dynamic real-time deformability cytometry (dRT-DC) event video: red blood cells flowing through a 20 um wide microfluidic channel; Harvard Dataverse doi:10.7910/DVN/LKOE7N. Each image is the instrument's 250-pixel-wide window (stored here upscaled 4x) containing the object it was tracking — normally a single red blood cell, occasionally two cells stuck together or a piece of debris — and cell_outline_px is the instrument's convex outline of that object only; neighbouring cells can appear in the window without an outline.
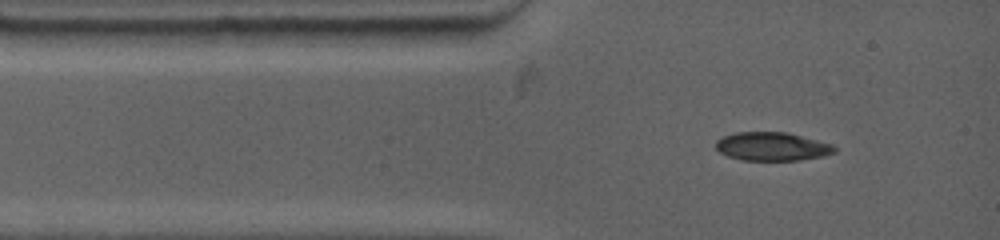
{"species": "common noctule bat (a hibernating species)", "species_latin": "Nyctalus noctula", "temperature_condition": "warm", "stored_images_in_passage": 5, "segment_of_instrument_passage": [1, 2], "camera_frame_rate_fps": 4500, "um_per_image_px": 0.085, "animal": {"sex": "female", "body_mass_g": 19.0, "forearm_length_mm": 53.3}, "frame": {"image": 1, "passage_image": 1, "time_ms": 0.0, "image_size_px": [1000, 240], "cell_outline_px": [[836, 152], [824, 156], [800, 160], [740, 160], [728, 156], [720, 152], [716, 148], [716, 140], [724, 136], [736, 132], [788, 132], [832, 144], [836, 148]], "centroid_in_image_um": [65.64, 12.45], "position_along_channel_um": 19.4, "area_um2": 19.77}}
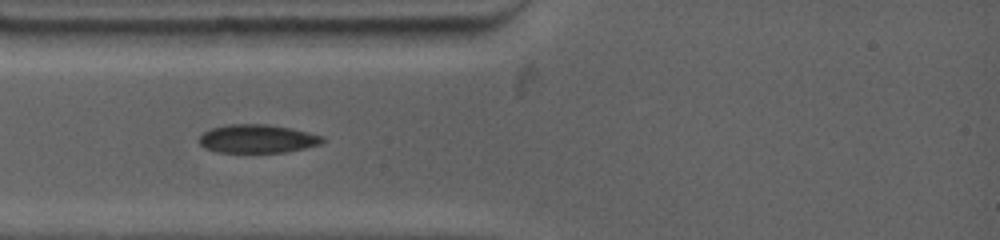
{"frame": {"image": 2, "passage_image": 3, "time_ms": 1.556, "image_size_px": [1000, 240], "cell_outline_px": [[324, 140], [320, 144], [304, 148], [284, 152], [216, 152], [204, 148], [200, 144], [200, 136], [204, 132], [212, 128], [228, 124], [268, 124], [308, 132], [324, 136]], "centroid_in_image_um": [21.86, 11.79], "position_along_channel_um": 63.1, "area_um2": 20.29}}